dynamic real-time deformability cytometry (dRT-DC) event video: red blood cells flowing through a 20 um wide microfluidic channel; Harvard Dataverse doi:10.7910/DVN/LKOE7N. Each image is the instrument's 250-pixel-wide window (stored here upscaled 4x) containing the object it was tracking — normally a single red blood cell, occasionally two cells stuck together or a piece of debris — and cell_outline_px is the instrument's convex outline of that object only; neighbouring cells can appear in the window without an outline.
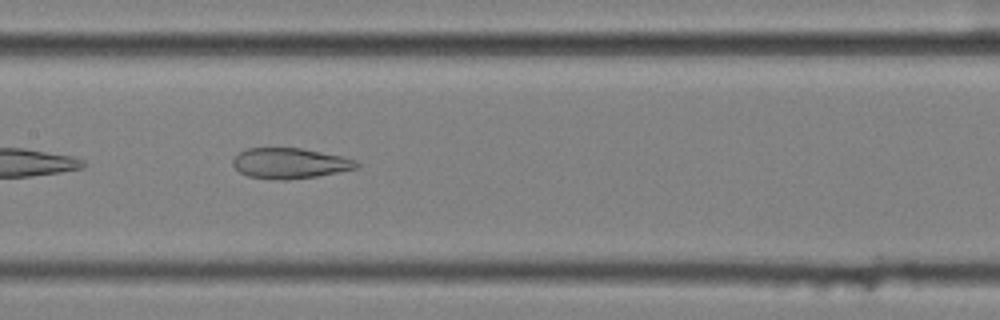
{"species": "common noctule bat (a hibernating species)", "species_latin": "Nyctalus noctula", "temperature_condition": "cold", "stored_images_in_passage": 18, "camera_frame_rate_fps": 3000, "um_per_image_px": 0.085, "animal": {"sex": "female", "body_mass_g": 25.1}, "frame": {"image": 1, "passage_image": 11, "time_ms": 3.333, "image_size_px": [1000, 320], "cell_outline_px": [[360, 168], [316, 176], [288, 180], [280, 180], [248, 176], [240, 172], [232, 164], [232, 160], [240, 152], [248, 148], [300, 148], [340, 156], [356, 160], [360, 164]], "centroid_in_image_um": [24.65, 13.88], "position_along_channel_um": 182.7, "area_um2": 21.85}}